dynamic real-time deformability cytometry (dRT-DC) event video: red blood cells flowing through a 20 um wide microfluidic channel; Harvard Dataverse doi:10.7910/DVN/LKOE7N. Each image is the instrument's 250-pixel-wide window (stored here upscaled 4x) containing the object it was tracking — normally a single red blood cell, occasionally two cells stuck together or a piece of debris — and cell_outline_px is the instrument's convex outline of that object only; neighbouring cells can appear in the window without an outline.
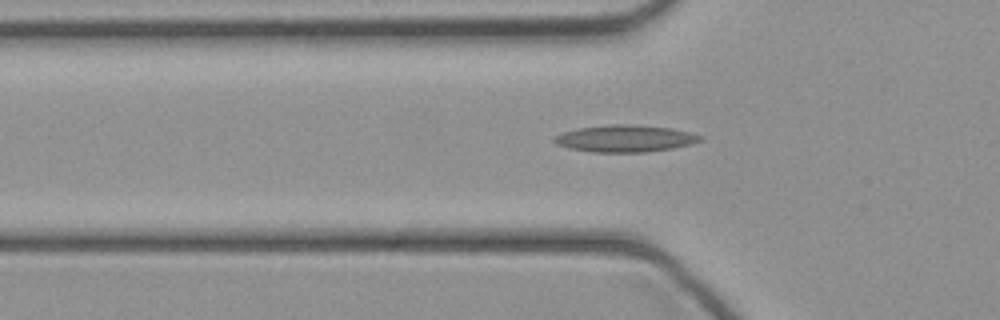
{"species": "common noctule bat (a hibernating species)", "species_latin": "Nyctalus noctula", "temperature_condition": "cold", "stored_images_in_passage": 20, "camera_frame_rate_fps": 3000, "um_per_image_px": 0.085, "animal": {"sex": "female", "body_mass_g": 21.9}, "frame": {"image": 1, "passage_image": 4, "time_ms": 1.0, "image_size_px": [1000, 320], "cell_outline_px": [[704, 136], [700, 140], [692, 144], [672, 148], [644, 152], [592, 152], [572, 148], [556, 144], [552, 140], [552, 136], [560, 132], [576, 128], [612, 124], [632, 124], [672, 128]], "centroid_in_image_um": [53.09, 11.76], "position_along_channel_um": 72.7, "area_um2": 23.0}}
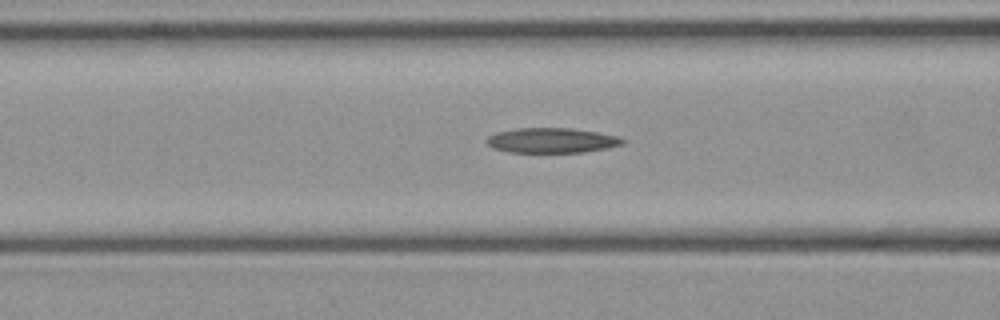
{"frame": {"image": 2, "passage_image": 7, "time_ms": 2.0, "image_size_px": [1000, 320], "cell_outline_px": [[628, 140], [624, 144], [608, 148], [584, 152], [508, 152], [492, 148], [484, 140], [488, 136], [496, 132], [516, 128], [572, 128], [596, 132], [616, 136]], "centroid_in_image_um": [46.89, 11.93], "position_along_channel_um": 119.7, "area_um2": 19.94}}
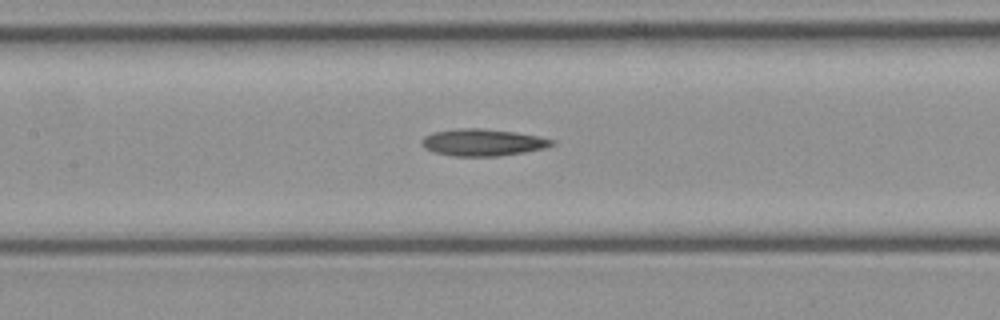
{"frame": {"image": 3, "passage_image": 10, "time_ms": 3.0, "image_size_px": [1000, 320], "cell_outline_px": [[556, 144], [544, 148], [524, 152], [500, 156], [452, 156], [432, 152], [424, 148], [420, 144], [424, 136], [432, 132], [460, 128], [480, 128], [512, 132], [536, 136], [556, 140]], "centroid_in_image_um": [40.99, 12.11], "position_along_channel_um": 166.4, "area_um2": 20.46}}